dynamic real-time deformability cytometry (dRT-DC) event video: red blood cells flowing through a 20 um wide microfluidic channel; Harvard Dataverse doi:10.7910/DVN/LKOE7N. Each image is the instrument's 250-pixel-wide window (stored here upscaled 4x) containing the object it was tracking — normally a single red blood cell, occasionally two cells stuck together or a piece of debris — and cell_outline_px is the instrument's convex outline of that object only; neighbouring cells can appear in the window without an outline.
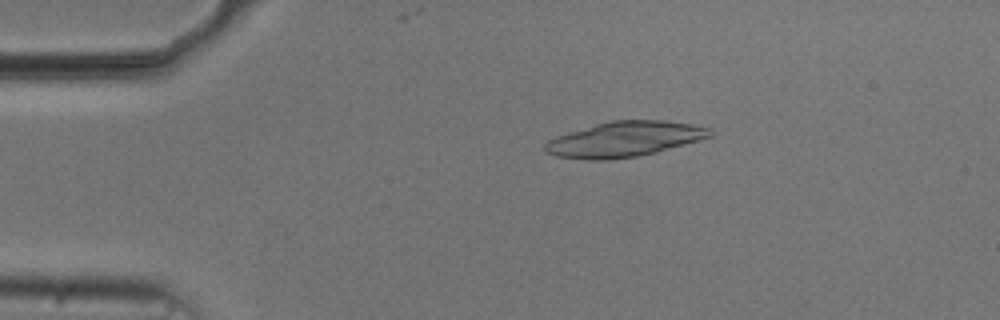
{"species": "common noctule bat (a hibernating species)", "species_latin": "Nyctalus noctula", "temperature_condition": "cold", "stored_images_in_passage": 44, "camera_frame_rate_fps": 3000, "um_per_image_px": 0.085, "animal": {"sex": "male", "body_mass_g": 20.5, "forearm_length_mm": 52.5}, "frame": {"image": 1, "passage_image": 1, "time_ms": 0.0, "image_size_px": [1000, 320], "cell_outline_px": [[712, 136], [656, 152], [636, 156], [604, 160], [584, 160], [556, 156], [544, 152], [544, 144], [548, 140], [556, 136], [596, 124], [612, 120], [664, 120], [696, 124], [712, 128]], "centroid_in_image_um": [53.07, 11.83], "position_along_channel_um": 31.9, "area_um2": 33.87}}